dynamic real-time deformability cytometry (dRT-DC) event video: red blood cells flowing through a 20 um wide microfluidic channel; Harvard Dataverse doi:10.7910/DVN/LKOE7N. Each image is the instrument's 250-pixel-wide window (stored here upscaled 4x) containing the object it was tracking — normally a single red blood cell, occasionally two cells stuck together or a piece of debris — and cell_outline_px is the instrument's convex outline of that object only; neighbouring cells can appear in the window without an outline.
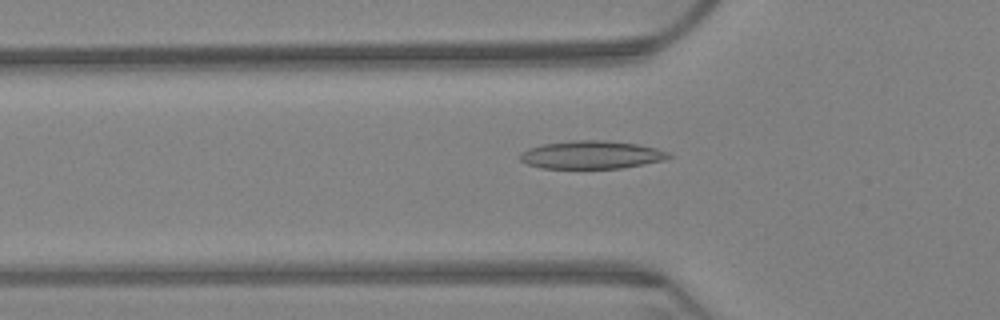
{"species": "Egyptian fruit bat (a non-hibernating species)", "species_latin": "Rousettus aegyptiacus", "temperature_condition": "warm", "stored_images_in_passage": 63, "camera_frame_rate_fps": 3000, "um_per_image_px": 0.085, "animal": {"sex": "female"}, "frame": {"image": 1, "passage_image": 20, "time_ms": 6.333, "image_size_px": [1000, 320], "cell_outline_px": [[672, 156], [664, 160], [644, 164], [620, 168], [540, 168], [528, 164], [520, 160], [520, 152], [528, 148], [544, 144], [572, 140], [604, 140], [636, 144], [656, 148], [668, 152]], "centroid_in_image_um": [50.26, 13.16], "position_along_channel_um": 75.5, "area_um2": 24.16}}
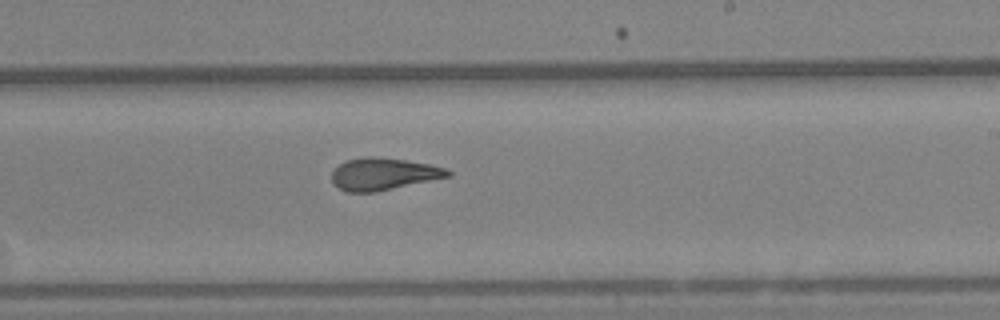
{"frame": {"image": 2, "passage_image": 37, "time_ms": 12.0, "image_size_px": [1000, 320], "cell_outline_px": [[452, 176], [376, 192], [348, 192], [340, 188], [332, 180], [332, 172], [340, 164], [348, 160], [364, 156], [372, 156], [404, 160], [428, 164], [444, 168], [452, 172]], "centroid_in_image_um": [32.61, 14.79], "position_along_channel_um": 256.4, "area_um2": 21.5}}
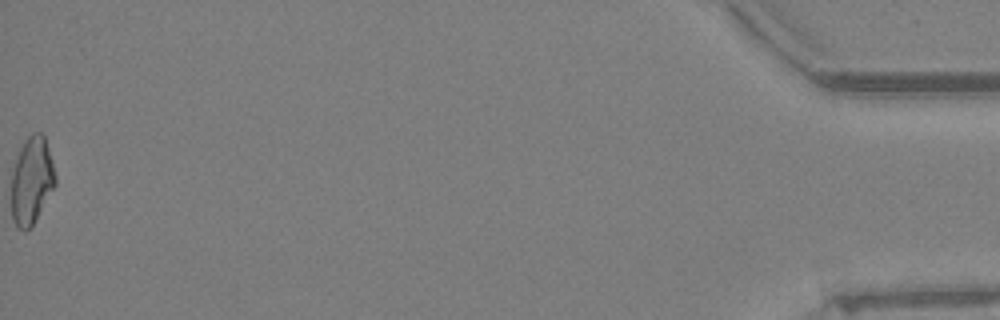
{"frame": {"image": 3, "passage_image": 63, "time_ms": 20.667, "image_size_px": [1000, 320], "cell_outline_px": [[56, 184], [32, 224], [28, 228], [20, 228], [12, 220], [12, 172], [20, 148], [24, 140], [32, 132], [40, 132], [44, 136], [56, 176]], "centroid_in_image_um": [2.69, 15.3], "position_along_channel_um": 432.5, "area_um2": 21.73}, "authors_computed_cell_mechanics": {"area_um2": 22.1374, "velocity_mm_per_s": 3.1971, "shape_relaxation_time_tau1_ms": null, "shape_relaxation_time_tau2_ms": 2.5318, "deformation_change_tau1": null, "deformation_change_tau2": 0.0985}}